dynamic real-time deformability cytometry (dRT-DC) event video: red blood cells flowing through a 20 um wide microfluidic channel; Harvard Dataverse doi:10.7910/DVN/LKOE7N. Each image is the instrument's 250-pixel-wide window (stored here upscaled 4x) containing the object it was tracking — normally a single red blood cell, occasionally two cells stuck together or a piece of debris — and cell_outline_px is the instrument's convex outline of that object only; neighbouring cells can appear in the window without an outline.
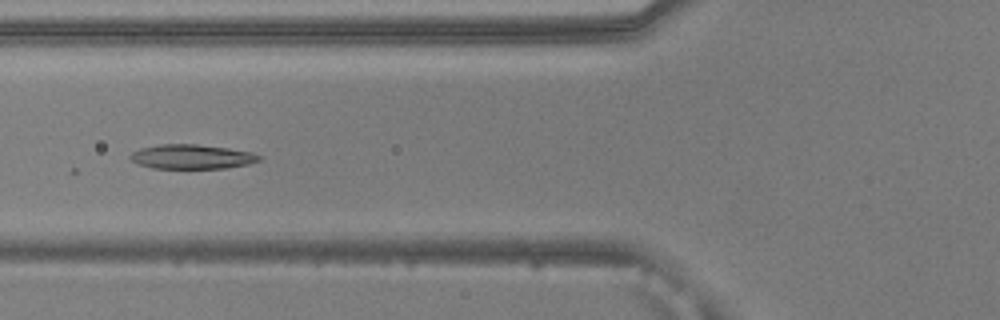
{"species": "common noctule bat (a hibernating species)", "species_latin": "Nyctalus noctula", "temperature_condition": "warm", "stored_images_in_passage": 26, "camera_frame_rate_fps": 3000, "um_per_image_px": 0.085, "animal": {"sex": "male", "body_mass_g": 20.5, "forearm_length_mm": 52.5}, "frame": {"image": 1, "passage_image": 4, "time_ms": 1.0, "image_size_px": [1000, 320], "cell_outline_px": [[264, 156], [260, 160], [248, 164], [224, 168], [152, 168], [136, 164], [128, 156], [132, 152], [140, 148], [160, 144], [196, 144], [228, 148], [252, 152]], "centroid_in_image_um": [16.3, 13.32], "position_along_channel_um": 109.5, "area_um2": 18.44}}
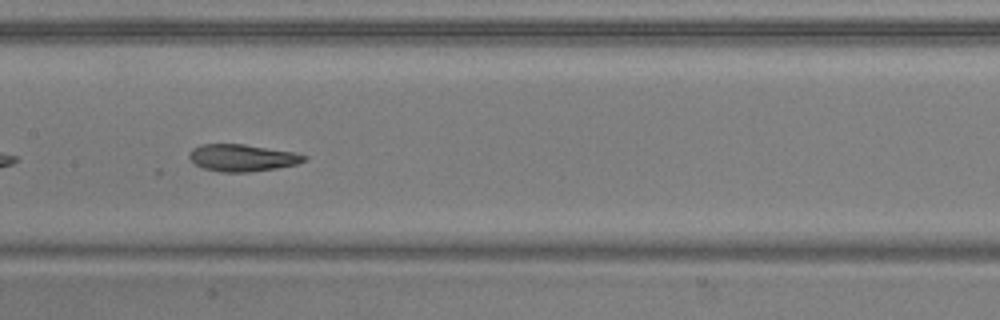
{"frame": {"image": 2, "passage_image": 10, "time_ms": 3.0, "image_size_px": [1000, 320], "cell_outline_px": [[308, 156], [304, 160], [296, 164], [276, 168], [248, 172], [220, 172], [204, 168], [196, 164], [188, 156], [188, 152], [192, 148], [200, 144], [244, 144], [292, 152]], "centroid_in_image_um": [20.54, 13.41], "position_along_channel_um": 186.9, "area_um2": 17.92}}
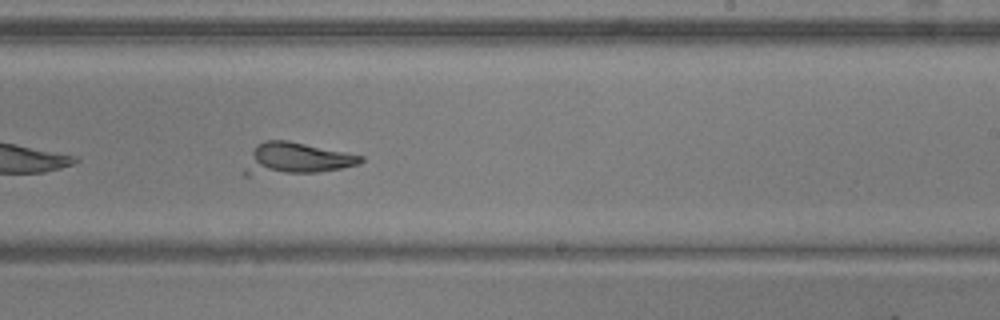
{"frame": {"image": 3, "passage_image": 16, "time_ms": 5.0, "image_size_px": [1000, 320], "cell_outline_px": [[364, 160], [360, 164], [340, 168], [316, 172], [248, 176], [244, 176], [240, 172], [256, 144], [264, 140], [288, 140], [364, 156]], "centroid_in_image_um": [25.08, 13.49], "position_along_channel_um": 263.9, "area_um2": 21.73}}